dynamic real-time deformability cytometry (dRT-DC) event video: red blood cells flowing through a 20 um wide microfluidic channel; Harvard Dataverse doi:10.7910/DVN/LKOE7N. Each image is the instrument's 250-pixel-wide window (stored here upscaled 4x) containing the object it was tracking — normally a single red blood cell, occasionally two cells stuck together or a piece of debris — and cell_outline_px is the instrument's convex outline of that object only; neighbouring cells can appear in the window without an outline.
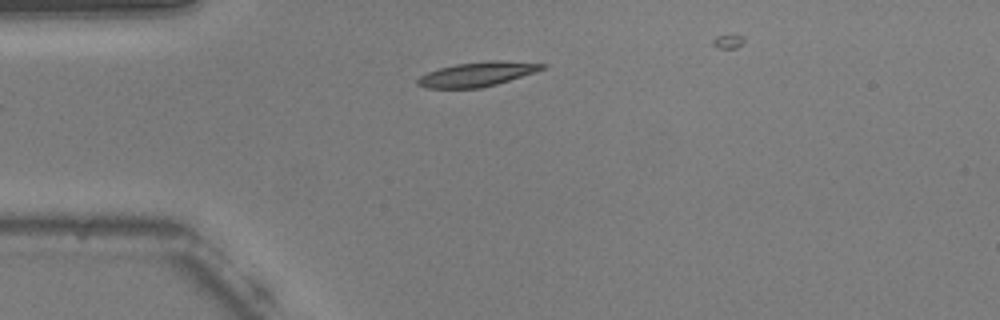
{"species": "common noctule bat (a hibernating species)", "species_latin": "Nyctalus noctula", "temperature_condition": "warm", "stored_images_in_passage": 32, "camera_frame_rate_fps": 3000, "um_per_image_px": 0.085, "animal": {"sex": "male", "body_mass_g": 20.5, "forearm_length_mm": 52.5}, "frame": {"image": 1, "passage_image": 1, "time_ms": 0.0, "image_size_px": [1000, 320], "cell_outline_px": [[548, 64], [544, 68], [536, 72], [496, 84], [480, 88], [424, 88], [416, 84], [416, 80], [420, 76], [428, 72], [440, 68], [456, 64], [488, 60], [500, 60]], "centroid_in_image_um": [40.55, 6.3], "position_along_channel_um": 44.4, "area_um2": 17.74}}
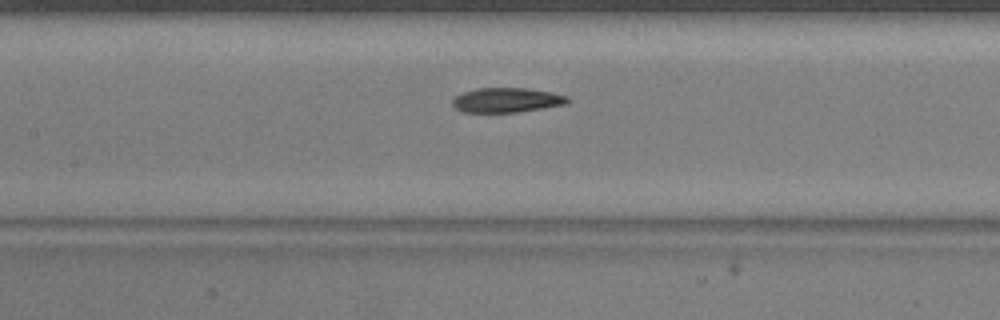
{"frame": {"image": 2, "passage_image": 12, "time_ms": 3.667, "image_size_px": [1000, 320], "cell_outline_px": [[572, 100], [568, 104], [544, 108], [516, 112], [460, 112], [452, 104], [452, 100], [456, 96], [464, 92], [476, 88], [528, 88], [552, 92], [568, 96]], "centroid_in_image_um": [43.12, 8.51], "position_along_channel_um": 164.3, "area_um2": 16.7}}
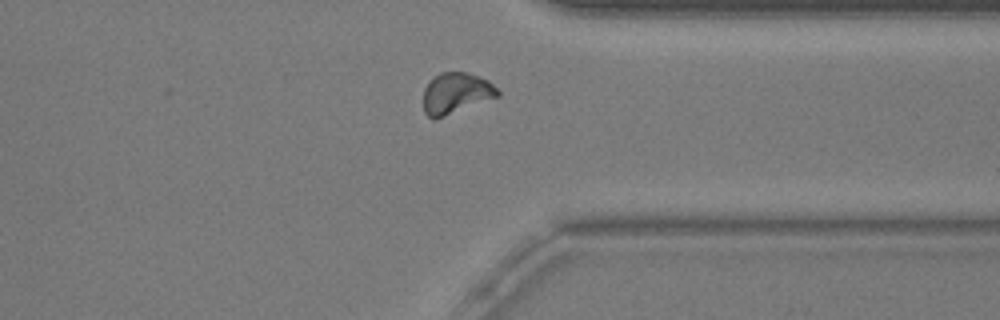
{"frame": {"image": 3, "passage_image": 29, "time_ms": 9.333, "image_size_px": [1000, 320], "cell_outline_px": [[500, 96], [436, 120], [432, 120], [424, 112], [424, 88], [440, 72], [464, 72], [488, 80], [500, 92]], "centroid_in_image_um": [38.76, 7.96], "position_along_channel_um": 372.6, "area_um2": 17.74}}